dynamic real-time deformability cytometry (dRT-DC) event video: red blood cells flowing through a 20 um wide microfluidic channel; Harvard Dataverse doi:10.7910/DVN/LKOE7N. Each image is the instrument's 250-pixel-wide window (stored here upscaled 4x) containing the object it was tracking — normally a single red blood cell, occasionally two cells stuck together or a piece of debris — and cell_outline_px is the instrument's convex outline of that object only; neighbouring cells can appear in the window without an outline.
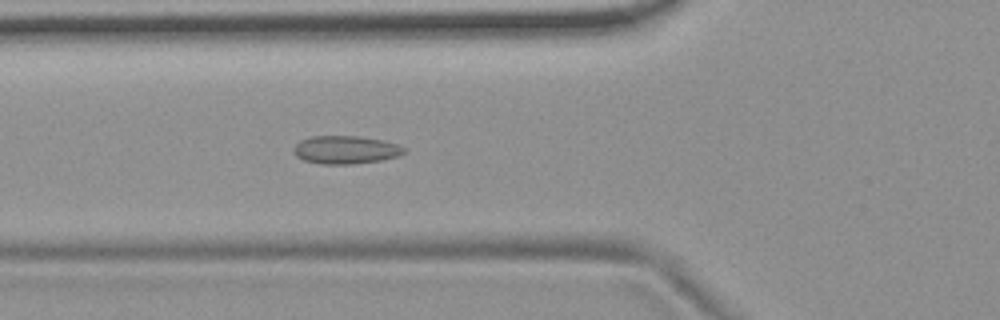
{"species": "common noctule bat (a hibernating species)", "species_latin": "Nyctalus noctula", "temperature_condition": "room temperature", "stored_images_in_passage": 5, "camera_frame_rate_fps": 3000, "um_per_image_px": 0.085, "animal": {"sex": "female", "body_mass_g": 19.9}, "frame": {"image": 1, "passage_image": 5, "time_ms": 1.333, "image_size_px": [1000, 320], "cell_outline_px": [[404, 152], [396, 156], [380, 160], [352, 164], [320, 164], [304, 160], [296, 156], [292, 152], [292, 148], [300, 140], [312, 136], [360, 136], [384, 140], [396, 144], [404, 148]], "centroid_in_image_um": [29.31, 12.73], "position_along_channel_um": 96.5, "area_um2": 18.03}}